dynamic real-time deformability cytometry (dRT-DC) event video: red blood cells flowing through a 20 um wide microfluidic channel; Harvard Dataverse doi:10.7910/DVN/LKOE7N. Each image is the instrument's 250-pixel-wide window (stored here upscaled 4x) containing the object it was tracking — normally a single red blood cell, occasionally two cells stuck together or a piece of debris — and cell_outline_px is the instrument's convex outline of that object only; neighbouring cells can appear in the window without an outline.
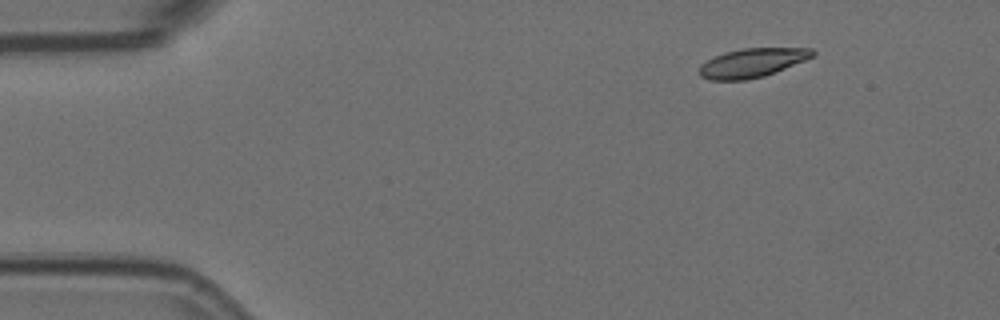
{"species": "Egyptian fruit bat (a non-hibernating species)", "species_latin": "Rousettus aegyptiacus", "temperature_condition": "room temperature", "stored_images_in_passage": 6, "camera_frame_rate_fps": 3000, "um_per_image_px": 0.085, "animal": {"sex": "female"}, "frame": {"image": 1, "passage_image": 2, "time_ms": 0.333, "image_size_px": [1000, 320], "cell_outline_px": [[816, 52], [812, 56], [804, 60], [764, 76], [744, 80], [708, 80], [700, 76], [700, 64], [724, 52], [744, 48], [812, 48]], "centroid_in_image_um": [63.91, 5.34], "position_along_channel_um": 21.1, "area_um2": 18.84}}
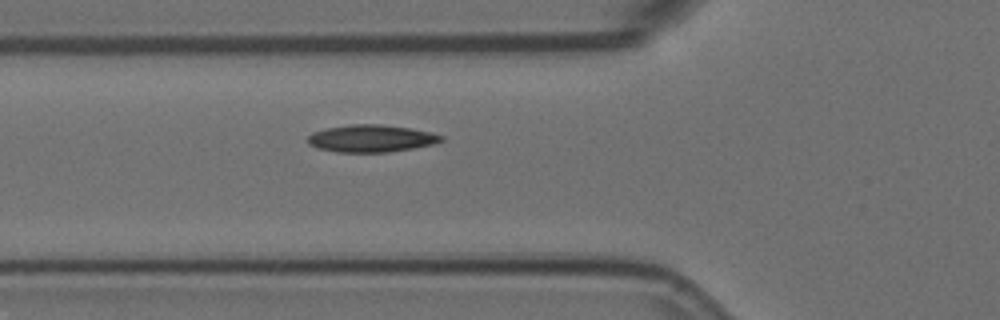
{"frame": {"image": 2, "passage_image": 6, "time_ms": 1.667, "image_size_px": [1000, 320], "cell_outline_px": [[444, 140], [432, 144], [412, 148], [388, 152], [340, 152], [320, 148], [308, 144], [308, 136], [312, 132], [328, 128], [352, 124], [376, 124], [408, 128], [428, 132], [444, 136]], "centroid_in_image_um": [31.54, 11.77], "position_along_channel_um": 94.3, "area_um2": 20.81}}